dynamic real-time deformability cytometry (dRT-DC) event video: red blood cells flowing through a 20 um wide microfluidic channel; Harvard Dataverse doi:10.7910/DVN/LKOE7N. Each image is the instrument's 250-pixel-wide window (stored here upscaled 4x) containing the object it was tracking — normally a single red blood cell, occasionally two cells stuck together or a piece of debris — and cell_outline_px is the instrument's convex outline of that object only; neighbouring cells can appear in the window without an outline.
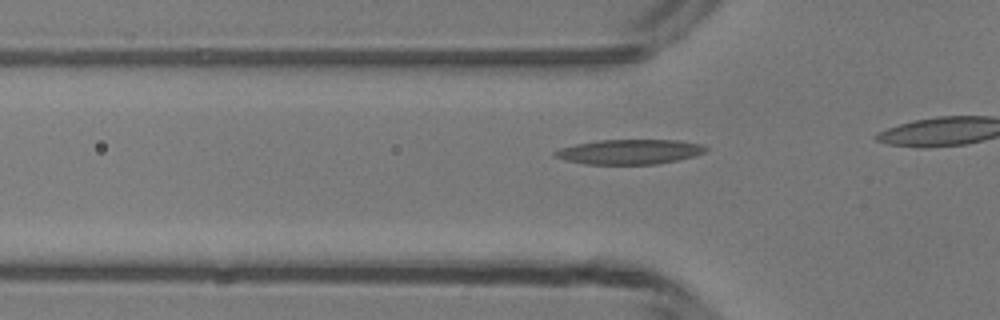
{"species": "common noctule bat (a hibernating species)", "species_latin": "Nyctalus noctula", "temperature_condition": "room temperature", "stored_images_in_passage": 12, "camera_frame_rate_fps": 3000, "um_per_image_px": 0.085, "animal": {"sex": "male", "body_mass_g": 13.3}, "frame": {"image": 1, "passage_image": 7, "time_ms": 2.0, "image_size_px": [1000, 320], "cell_outline_px": [[708, 148], [704, 152], [692, 156], [676, 160], [656, 164], [584, 164], [564, 160], [552, 156], [552, 152], [560, 148], [576, 144], [600, 140], [676, 140], [704, 144]], "centroid_in_image_um": [53.47, 12.9], "position_along_channel_um": 72.3, "area_um2": 21.79}}
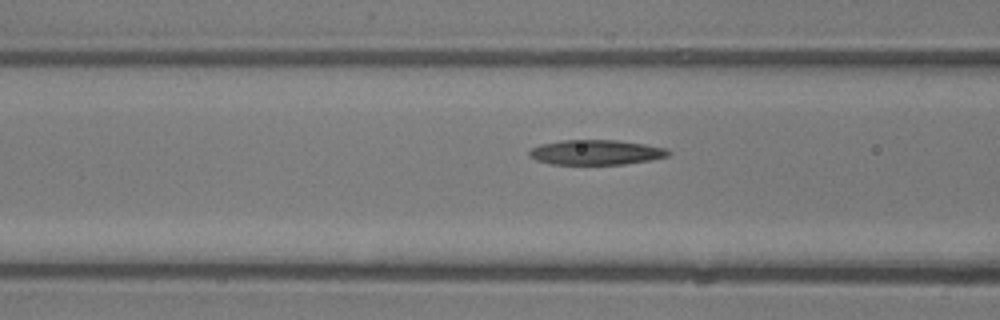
{"frame": {"image": 2, "passage_image": 10, "time_ms": 3.0, "image_size_px": [1000, 320], "cell_outline_px": [[672, 152], [668, 156], [648, 160], [624, 164], [548, 164], [536, 160], [528, 156], [528, 152], [532, 148], [540, 144], [560, 140], [616, 140], [644, 144], [668, 148]], "centroid_in_image_um": [50.63, 12.94], "position_along_channel_um": 116.0, "area_um2": 20.29}}